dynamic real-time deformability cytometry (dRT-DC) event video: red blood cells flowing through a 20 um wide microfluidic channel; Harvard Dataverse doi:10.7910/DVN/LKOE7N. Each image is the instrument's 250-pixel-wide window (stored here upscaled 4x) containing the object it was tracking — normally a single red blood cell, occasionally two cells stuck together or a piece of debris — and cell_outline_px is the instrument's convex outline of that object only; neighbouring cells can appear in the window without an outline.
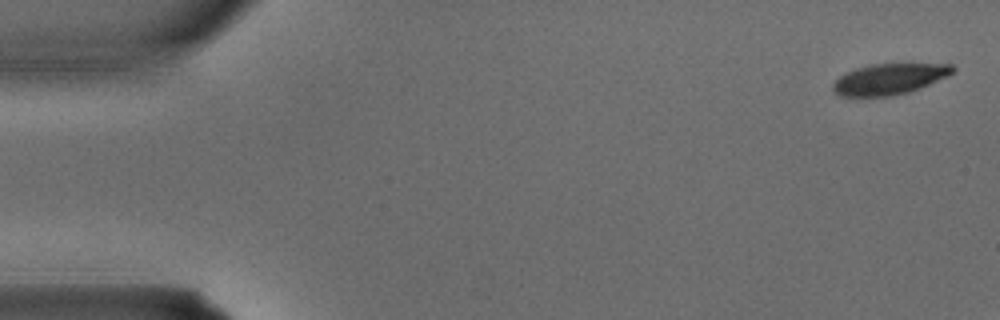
{"species": "common noctule bat (a hibernating species)", "species_latin": "Nyctalus noctula", "temperature_condition": "warm", "stored_images_in_passage": 4, "camera_frame_rate_fps": 3000, "um_per_image_px": 0.085, "animal": {"sex": "male", "body_mass_g": 15.6}, "frame": {"image": 1, "passage_image": 1, "time_ms": 0.0, "image_size_px": [1000, 320], "cell_outline_px": [[956, 68], [948, 76], [920, 88], [908, 92], [892, 96], [840, 96], [832, 88], [832, 84], [840, 76], [856, 68], [872, 64], [952, 64]], "centroid_in_image_um": [75.6, 6.72], "position_along_channel_um": 9.4, "area_um2": 21.33}}
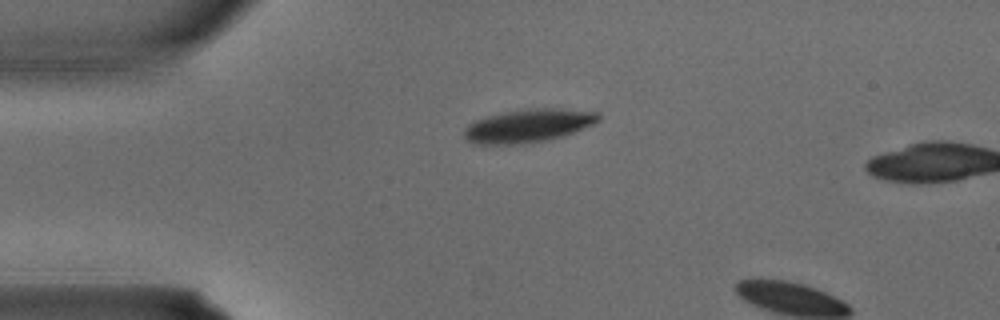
{"frame": {"image": 2, "passage_image": 3, "time_ms": 0.667, "image_size_px": [1000, 320], "cell_outline_px": [[600, 120], [592, 124], [564, 136], [544, 140], [512, 144], [476, 144], [468, 140], [464, 136], [464, 128], [468, 124], [476, 120], [488, 116], [528, 108], [560, 108], [600, 112]], "centroid_in_image_um": [44.93, 10.67], "position_along_channel_um": 40.1, "area_um2": 25.72}}